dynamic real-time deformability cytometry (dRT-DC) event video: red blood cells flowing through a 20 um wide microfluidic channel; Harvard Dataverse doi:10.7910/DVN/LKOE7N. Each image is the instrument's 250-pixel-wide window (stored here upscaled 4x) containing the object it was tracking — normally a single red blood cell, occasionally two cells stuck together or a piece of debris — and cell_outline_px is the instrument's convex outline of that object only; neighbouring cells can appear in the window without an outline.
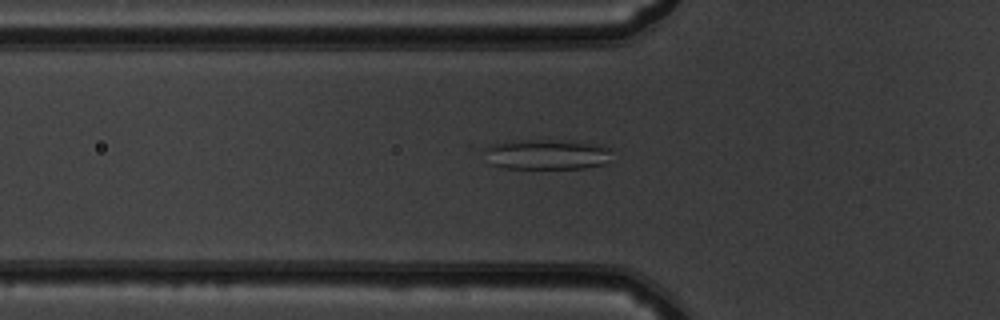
{"species": "common noctule bat (a hibernating species)", "species_latin": "Nyctalus noctula", "temperature_condition": "warm", "stored_images_in_passage": 50, "camera_frame_rate_fps": 3000, "um_per_image_px": 0.085, "animal": {"sex": "male", "body_mass_g": 19.5, "forearm_length_mm": 54.6}, "frame": {"image": 1, "passage_image": 19, "time_ms": 6.0, "image_size_px": [1000, 320], "cell_outline_px": [[612, 148], [608, 160], [604, 164], [584, 168], [504, 168], [492, 164], [488, 148], [492, 144], [508, 140], [576, 140]], "centroid_in_image_um": [46.57, 13.1], "position_along_channel_um": 79.2, "area_um2": 22.25}}
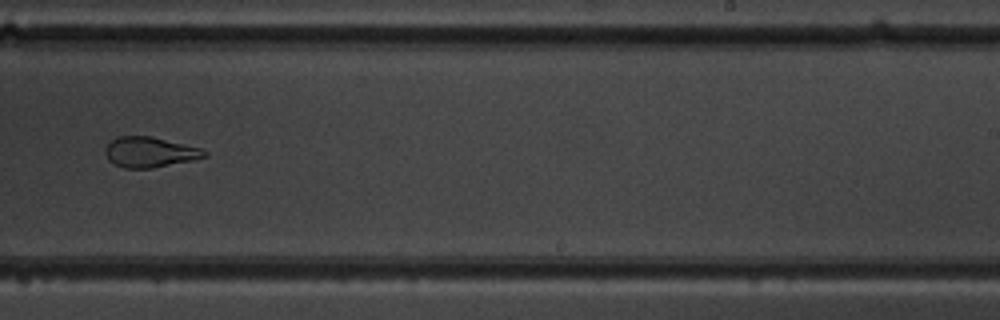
{"frame": {"image": 2, "passage_image": 34, "time_ms": 11.0, "image_size_px": [1000, 320], "cell_outline_px": [[208, 156], [192, 160], [152, 168], [124, 168], [112, 164], [108, 160], [104, 152], [104, 148], [112, 140], [120, 136], [152, 136], [200, 148], [208, 152]], "centroid_in_image_um": [12.7, 12.93], "position_along_channel_um": 276.3, "area_um2": 17.57}}
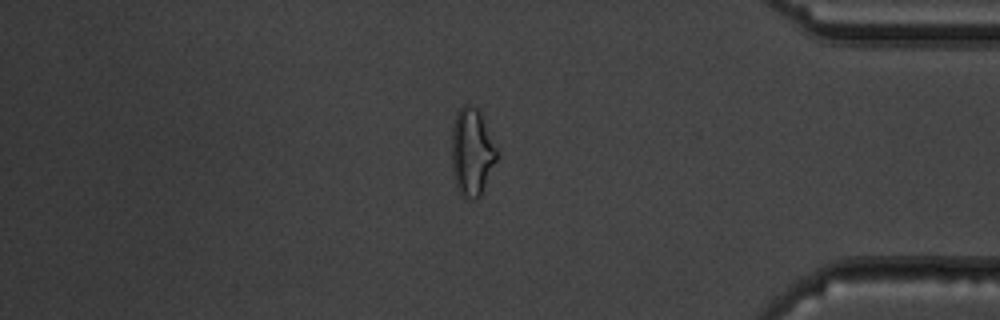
{"frame": {"image": 3, "passage_image": 45, "time_ms": 14.667, "image_size_px": [1000, 320], "cell_outline_px": [[496, 160], [480, 196], [476, 200], [464, 200], [456, 184], [452, 168], [452, 128], [456, 112], [464, 104], [468, 104], [476, 108], [480, 112], [496, 148]], "centroid_in_image_um": [40.08, 12.94], "position_along_channel_um": 395.1, "area_um2": 22.77}, "authors_computed_cell_mechanics": {"area_um2": 22.3397, "velocity_mm_per_s": 3.9306, "shape_relaxation_time_tau1_ms": null, "shape_relaxation_time_tau2_ms": 1.7968, "deformation_change_tau1": null, "deformation_change_tau2": 0.0988}}